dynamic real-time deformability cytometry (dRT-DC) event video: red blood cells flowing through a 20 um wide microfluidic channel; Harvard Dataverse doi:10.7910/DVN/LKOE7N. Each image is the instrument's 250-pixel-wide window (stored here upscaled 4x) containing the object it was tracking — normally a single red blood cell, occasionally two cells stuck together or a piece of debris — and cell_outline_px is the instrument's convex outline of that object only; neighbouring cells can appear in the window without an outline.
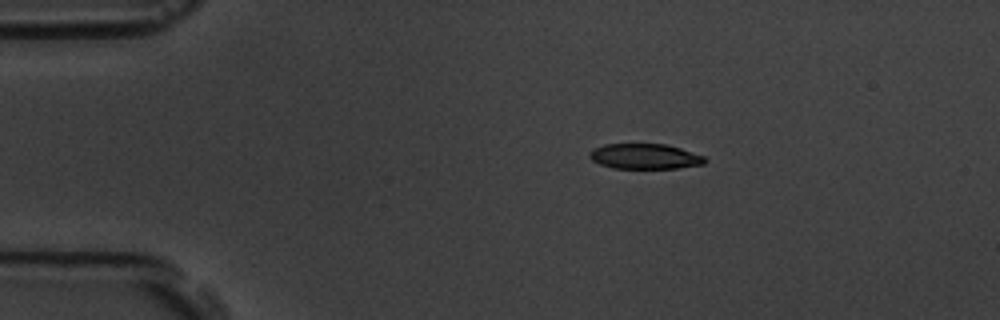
{"species": "common noctule bat (a hibernating species)", "species_latin": "Nyctalus noctula", "temperature_condition": "room temperature", "stored_images_in_passage": 6, "camera_frame_rate_fps": 3000, "um_per_image_px": 0.085, "animal": {"sex": "male", "body_mass_g": 19.5, "forearm_length_mm": 54.6}, "frame": {"image": 1, "passage_image": 4, "time_ms": 3.333, "image_size_px": [1000, 320], "cell_outline_px": [[708, 160], [704, 164], [676, 168], [612, 168], [600, 164], [592, 160], [588, 156], [588, 152], [592, 148], [604, 144], [664, 144], [680, 148], [704, 156]], "centroid_in_image_um": [54.78, 13.29], "position_along_channel_um": 30.2, "area_um2": 17.05}}
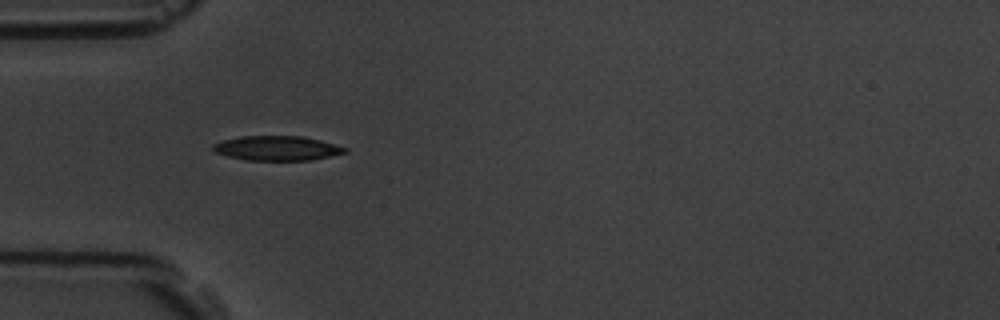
{"frame": {"image": 2, "passage_image": 5, "time_ms": 5.667, "image_size_px": [1000, 320], "cell_outline_px": [[348, 152], [312, 160], [248, 160], [228, 156], [216, 152], [212, 148], [212, 144], [224, 140], [244, 136], [300, 136], [320, 140], [348, 148]], "centroid_in_image_um": [23.58, 12.6], "position_along_channel_um": 61.4, "area_um2": 18.73}}
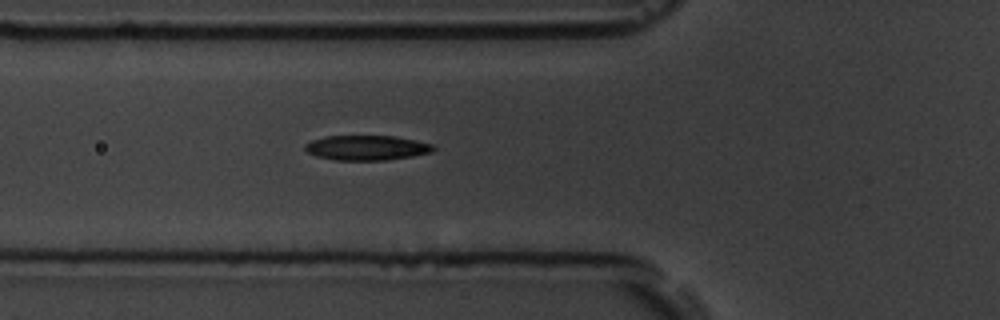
{"frame": {"image": 3, "passage_image": 6, "time_ms": 6.667, "image_size_px": [1000, 320], "cell_outline_px": [[436, 148], [432, 152], [412, 156], [388, 160], [336, 160], [316, 156], [308, 152], [304, 148], [304, 144], [312, 140], [324, 136], [392, 136], [432, 144]], "centroid_in_image_um": [31.14, 12.56], "position_along_channel_um": 94.7, "area_um2": 18.5}}